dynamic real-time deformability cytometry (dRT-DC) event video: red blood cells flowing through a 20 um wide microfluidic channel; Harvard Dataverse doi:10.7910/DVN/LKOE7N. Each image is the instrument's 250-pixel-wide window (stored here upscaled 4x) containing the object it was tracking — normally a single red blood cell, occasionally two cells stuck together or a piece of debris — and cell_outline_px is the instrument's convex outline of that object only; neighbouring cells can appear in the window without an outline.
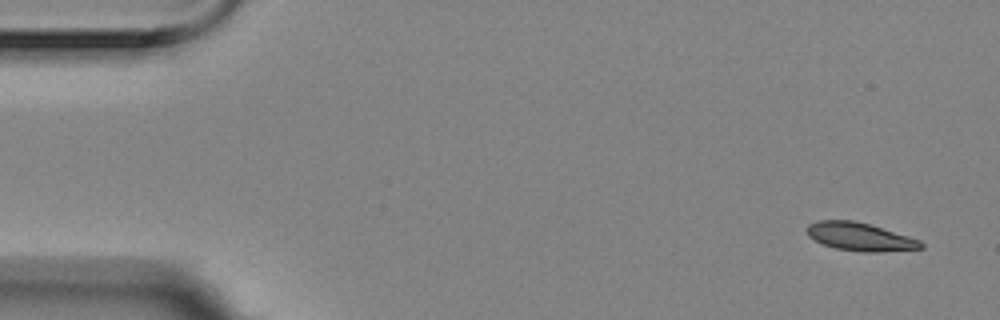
{"species": "Egyptian fruit bat (a non-hibernating species)", "species_latin": "Rousettus aegyptiacus", "temperature_condition": "room temperature", "stored_images_in_passage": 6, "camera_frame_rate_fps": 3000, "um_per_image_px": 0.085, "animal": {"sex": "female"}, "frame": {"image": 1, "passage_image": 1, "time_ms": 0.0, "image_size_px": [1000, 320], "cell_outline_px": [[924, 248], [880, 252], [860, 252], [836, 248], [824, 244], [808, 236], [808, 224], [816, 220], [852, 220], [868, 224], [908, 236], [920, 240], [924, 244]], "centroid_in_image_um": [73.11, 20.13], "position_along_channel_um": 11.9, "area_um2": 18.5}}
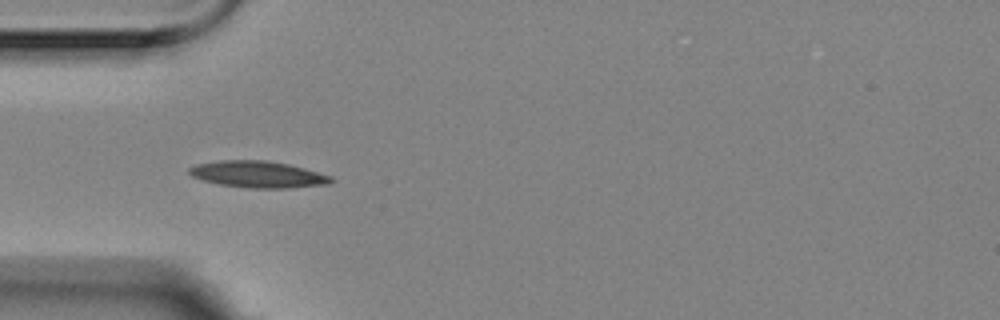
{"frame": {"image": 2, "passage_image": 5, "time_ms": 1.333, "image_size_px": [1000, 320], "cell_outline_px": [[336, 180], [328, 184], [288, 188], [248, 188], [220, 184], [204, 180], [192, 176], [188, 172], [188, 168], [196, 164], [220, 160], [268, 160], [288, 164], [304, 168], [332, 176]], "centroid_in_image_um": [21.95, 14.82], "position_along_channel_um": 63.1, "area_um2": 22.02}}
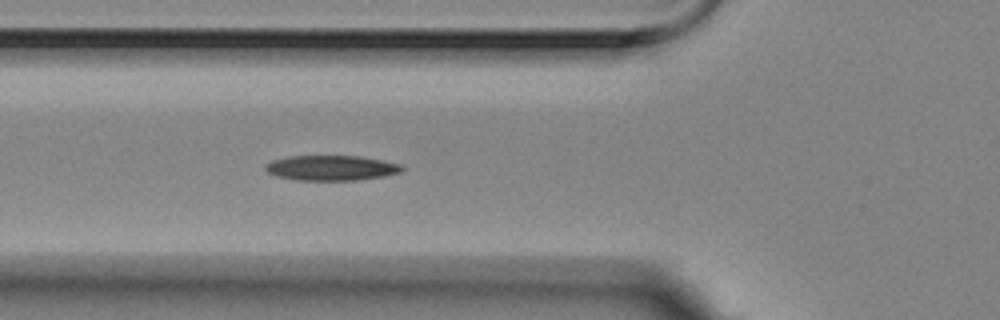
{"frame": {"image": 3, "passage_image": 6, "time_ms": 1.667, "image_size_px": [1000, 320], "cell_outline_px": [[404, 168], [400, 172], [384, 176], [356, 180], [296, 180], [276, 176], [268, 172], [264, 168], [264, 164], [272, 160], [288, 156], [356, 156], [380, 160], [400, 164]], "centroid_in_image_um": [28.1, 14.27], "position_along_channel_um": 97.7, "area_um2": 19.88}}